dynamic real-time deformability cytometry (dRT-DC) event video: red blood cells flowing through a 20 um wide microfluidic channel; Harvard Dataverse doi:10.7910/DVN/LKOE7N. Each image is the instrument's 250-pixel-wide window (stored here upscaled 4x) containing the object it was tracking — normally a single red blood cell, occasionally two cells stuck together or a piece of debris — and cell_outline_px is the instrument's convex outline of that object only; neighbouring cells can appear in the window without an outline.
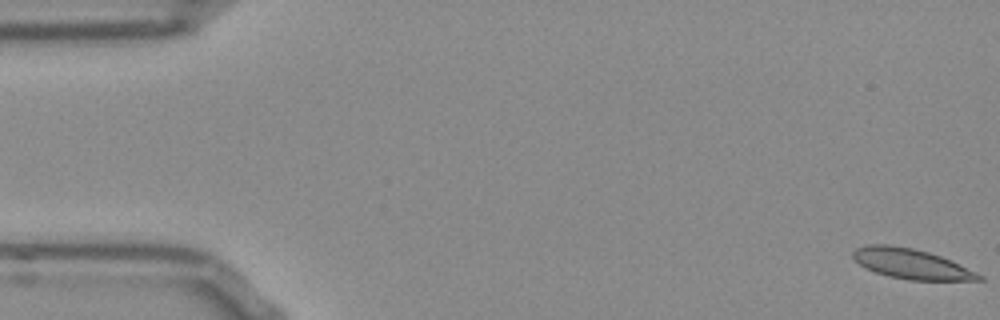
{"species": "Egyptian fruit bat (a non-hibernating species)", "species_latin": "Rousettus aegyptiacus", "temperature_condition": "room temperature", "stored_images_in_passage": 16, "camera_frame_rate_fps": 3000, "um_per_image_px": 0.085, "frame": {"image": 1, "passage_image": 1, "time_ms": 0.0, "image_size_px": [1000, 320], "cell_outline_px": [[984, 280], [908, 280], [888, 276], [876, 272], [860, 264], [852, 256], [852, 252], [856, 248], [868, 244], [888, 244], [912, 248], [928, 252], [940, 256], [976, 272], [984, 276]], "centroid_in_image_um": [77.44, 22.42], "position_along_channel_um": 7.6, "area_um2": 21.79}}